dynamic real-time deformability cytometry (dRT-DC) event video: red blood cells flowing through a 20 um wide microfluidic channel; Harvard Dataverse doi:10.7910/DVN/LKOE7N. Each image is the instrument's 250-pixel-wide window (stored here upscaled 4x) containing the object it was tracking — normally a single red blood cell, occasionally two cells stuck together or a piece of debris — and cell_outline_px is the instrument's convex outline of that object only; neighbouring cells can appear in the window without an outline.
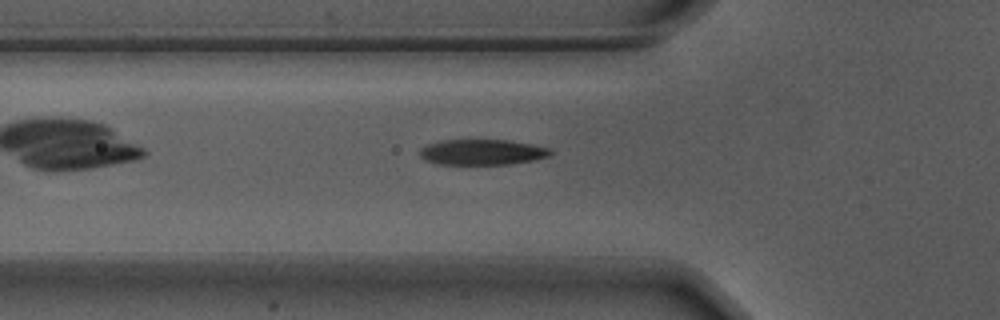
{"species": "Egyptian fruit bat (a non-hibernating species)", "species_latin": "Rousettus aegyptiacus", "temperature_condition": "warm", "stored_images_in_passage": 37, "camera_frame_rate_fps": 3000, "um_per_image_px": 0.085, "animal": {"sex": "male"}, "frame": {"image": 1, "passage_image": 6, "time_ms": 1.667, "image_size_px": [1000, 320], "cell_outline_px": [[552, 152], [548, 156], [532, 160], [508, 164], [436, 164], [424, 160], [420, 156], [420, 148], [428, 144], [444, 140], [508, 140], [548, 148]], "centroid_in_image_um": [40.91, 12.93], "position_along_channel_um": 84.9, "area_um2": 19.19}}
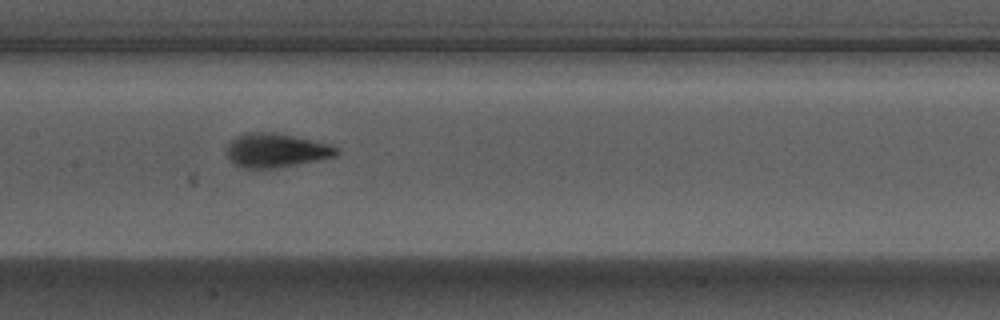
{"frame": {"image": 2, "passage_image": 14, "time_ms": 4.333, "image_size_px": [1000, 320], "cell_outline_px": [[340, 152], [336, 156], [320, 160], [276, 168], [244, 168], [236, 164], [228, 156], [228, 144], [236, 136], [244, 132], [276, 132], [312, 140], [328, 144], [340, 148]], "centroid_in_image_um": [23.51, 12.77], "position_along_channel_um": 183.9, "area_um2": 21.73}}
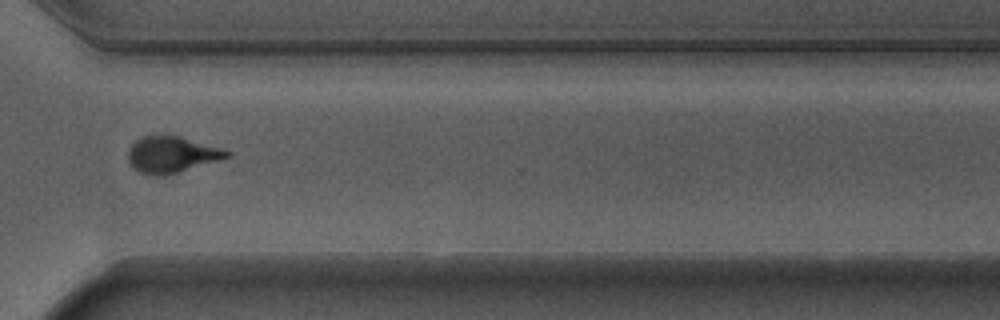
{"frame": {"image": 3, "passage_image": 28, "time_ms": 9.0, "image_size_px": [1000, 320], "cell_outline_px": [[232, 152], [228, 156], [216, 160], [164, 176], [152, 176], [140, 172], [128, 160], [128, 152], [132, 144], [136, 140], [144, 136], [180, 136], [220, 148]], "centroid_in_image_um": [14.55, 13.14], "position_along_channel_um": 356.1, "area_um2": 20.23}, "authors_computed_cell_mechanics": {"area_um2": 20.7502, "velocity_mm_per_s": 3.6934, "shape_relaxation_time_tau1_ms": 2.4918, "shape_relaxation_time_tau2_ms": 1.179, "deformation_change_tau1": 0.1893, "deformation_change_tau2": 0.0663}}